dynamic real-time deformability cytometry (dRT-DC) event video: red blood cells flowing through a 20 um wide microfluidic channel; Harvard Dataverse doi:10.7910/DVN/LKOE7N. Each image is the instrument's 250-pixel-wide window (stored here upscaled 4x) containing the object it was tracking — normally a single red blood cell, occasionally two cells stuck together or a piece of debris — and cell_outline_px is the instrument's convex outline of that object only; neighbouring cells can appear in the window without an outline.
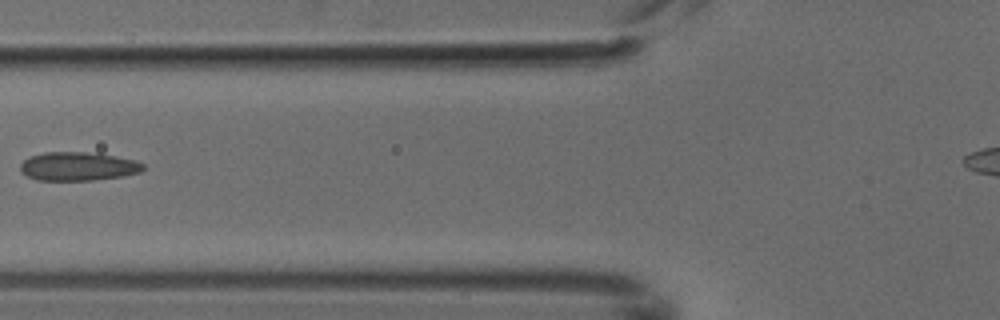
{"species": "common noctule bat (a hibernating species)", "species_latin": "Nyctalus noctula", "temperature_condition": "cold", "stored_images_in_passage": 6, "camera_frame_rate_fps": 3000, "um_per_image_px": 0.085, "animal": {"sex": "male", "body_mass_g": 18.8}, "frame": {"image": 1, "passage_image": 6, "time_ms": 1.667, "image_size_px": [1000, 320], "cell_outline_px": [[144, 168], [140, 172], [124, 176], [92, 180], [36, 180], [20, 172], [20, 164], [28, 156], [44, 152], [84, 152], [116, 156], [136, 160], [144, 164]], "centroid_in_image_um": [6.61, 14.14], "position_along_channel_um": 119.2, "area_um2": 20.58}}